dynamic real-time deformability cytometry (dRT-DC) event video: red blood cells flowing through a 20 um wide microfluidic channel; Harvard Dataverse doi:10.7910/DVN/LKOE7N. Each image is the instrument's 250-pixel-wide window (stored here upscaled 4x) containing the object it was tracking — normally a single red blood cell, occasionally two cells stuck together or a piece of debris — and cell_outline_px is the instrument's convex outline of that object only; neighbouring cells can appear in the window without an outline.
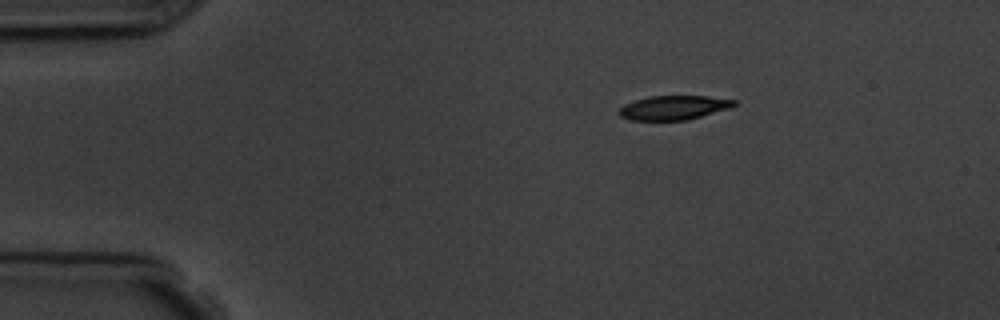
{"species": "common noctule bat (a hibernating species)", "species_latin": "Nyctalus noctula", "temperature_condition": "room temperature", "stored_images_in_passage": 3, "camera_frame_rate_fps": 3000, "um_per_image_px": 0.085, "animal": {"sex": "male", "body_mass_g": 19.5, "forearm_length_mm": 54.6}, "frame": {"image": 1, "passage_image": 1, "time_ms": 0.0, "image_size_px": [1000, 320], "cell_outline_px": [[736, 104], [732, 108], [688, 120], [632, 120], [620, 116], [616, 112], [624, 104], [648, 96], [704, 96], [736, 100]], "centroid_in_image_um": [57.27, 9.15], "position_along_channel_um": 27.7, "area_um2": 16.3}}